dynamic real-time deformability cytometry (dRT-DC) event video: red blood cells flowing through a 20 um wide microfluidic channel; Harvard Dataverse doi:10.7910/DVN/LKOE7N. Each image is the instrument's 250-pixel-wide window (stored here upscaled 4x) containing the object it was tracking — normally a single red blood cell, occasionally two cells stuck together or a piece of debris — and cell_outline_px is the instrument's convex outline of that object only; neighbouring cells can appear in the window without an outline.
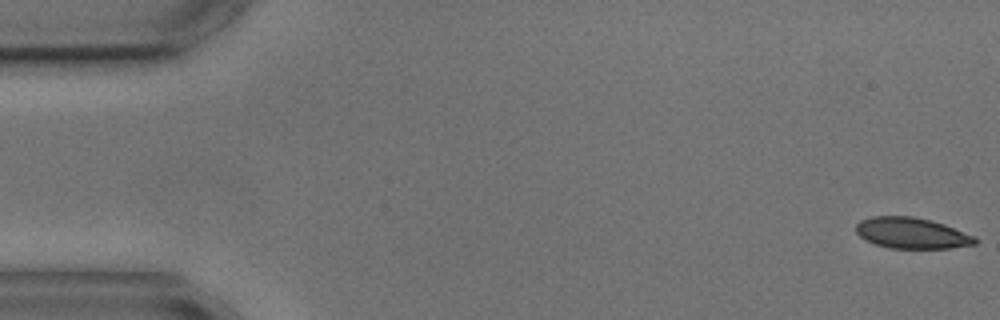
{"species": "common noctule bat (a hibernating species)", "species_latin": "Nyctalus noctula", "temperature_condition": "cold", "stored_images_in_passage": 4, "camera_frame_rate_fps": 3000, "um_per_image_px": 0.085, "animal": {"sex": "male", "body_mass_g": 17.9, "forearm_length_mm": 54.2}, "frame": {"image": 1, "passage_image": 1, "time_ms": 0.0, "image_size_px": [1000, 320], "cell_outline_px": [[980, 240], [976, 244], [948, 248], [888, 248], [876, 244], [860, 236], [856, 232], [856, 224], [860, 220], [872, 216], [912, 216], [932, 220], [944, 224], [976, 236]], "centroid_in_image_um": [77.53, 19.8], "position_along_channel_um": 7.5, "area_um2": 21.56}}
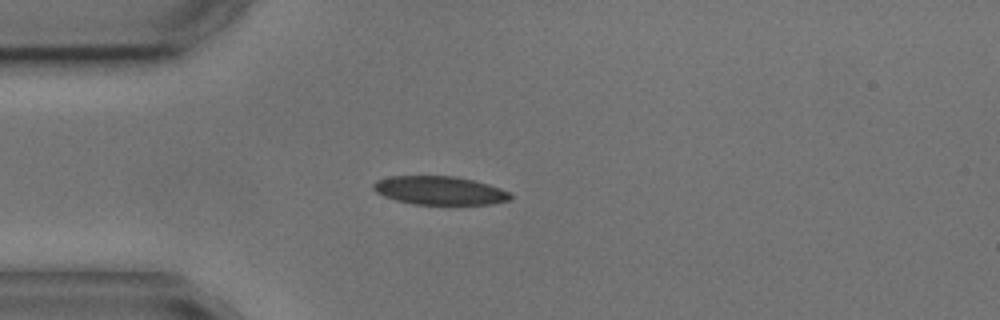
{"frame": {"image": 2, "passage_image": 4, "time_ms": 4.333, "image_size_px": [1000, 320], "cell_outline_px": [[516, 196], [512, 200], [492, 204], [412, 204], [396, 200], [384, 196], [376, 192], [372, 188], [372, 184], [376, 180], [388, 176], [456, 176], [488, 184], [512, 192]], "centroid_in_image_um": [37.41, 16.19], "position_along_channel_um": 47.6, "area_um2": 23.06}}